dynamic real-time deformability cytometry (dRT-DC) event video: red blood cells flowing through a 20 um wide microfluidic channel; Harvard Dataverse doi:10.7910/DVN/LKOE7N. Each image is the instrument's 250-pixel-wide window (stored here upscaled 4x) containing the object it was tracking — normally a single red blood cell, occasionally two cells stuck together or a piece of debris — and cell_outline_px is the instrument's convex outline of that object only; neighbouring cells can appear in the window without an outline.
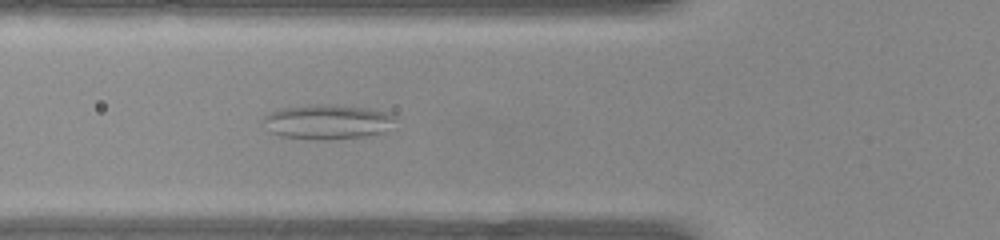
{"species": "common noctule bat (a hibernating species)", "species_latin": "Nyctalus noctula", "temperature_condition": "warm", "stored_images_in_passage": 52, "camera_frame_rate_fps": 3000, "um_per_image_px": 0.085, "animal": {"sex": "female", "body_mass_g": 22.0, "forearm_length_mm": 56.7}, "frame": {"image": 1, "passage_image": 18, "time_ms": 5.667, "image_size_px": [1000, 240], "cell_outline_px": [[396, 116], [384, 132], [368, 136], [332, 140], [320, 140], [284, 136], [272, 132], [264, 120], [264, 116], [268, 112], [284, 108], [316, 104], [368, 108], [392, 112]], "centroid_in_image_um": [27.89, 10.36], "position_along_channel_um": 97.9, "area_um2": 26.36}}
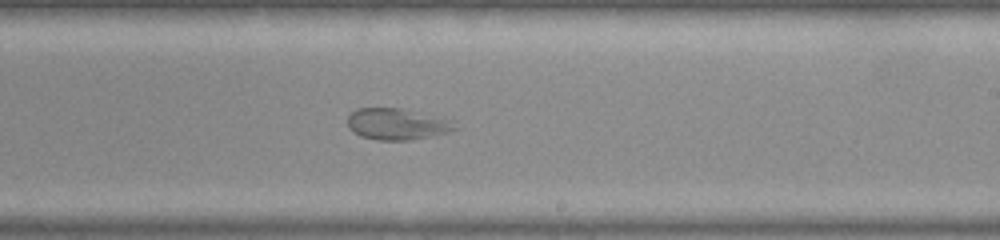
{"frame": {"image": 2, "passage_image": 30, "time_ms": 9.667, "image_size_px": [1000, 240], "cell_outline_px": [[460, 128], [448, 132], [412, 140], [376, 140], [360, 136], [352, 132], [348, 128], [348, 116], [356, 108], [400, 108], [456, 120]], "centroid_in_image_um": [33.79, 10.55], "position_along_channel_um": 255.2, "area_um2": 20.0}}
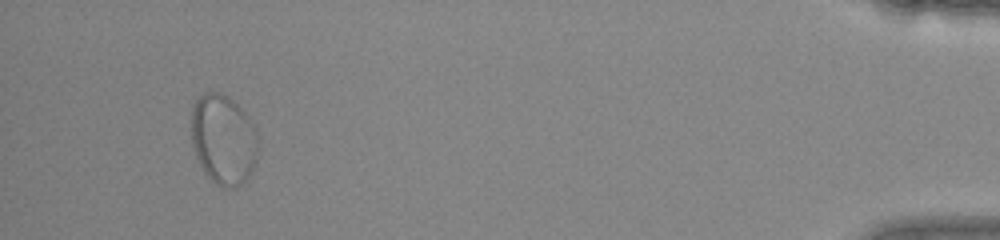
{"frame": {"image": 3, "passage_image": 48, "time_ms": 15.667, "image_size_px": [1000, 240], "cell_outline_px": [[256, 160], [248, 176], [236, 188], [224, 188], [216, 184], [204, 172], [196, 156], [192, 144], [192, 104], [204, 92], [216, 92], [228, 96], [244, 112], [252, 124], [256, 132]], "centroid_in_image_um": [18.95, 11.86], "position_along_channel_um": 416.2, "area_um2": 34.62}}